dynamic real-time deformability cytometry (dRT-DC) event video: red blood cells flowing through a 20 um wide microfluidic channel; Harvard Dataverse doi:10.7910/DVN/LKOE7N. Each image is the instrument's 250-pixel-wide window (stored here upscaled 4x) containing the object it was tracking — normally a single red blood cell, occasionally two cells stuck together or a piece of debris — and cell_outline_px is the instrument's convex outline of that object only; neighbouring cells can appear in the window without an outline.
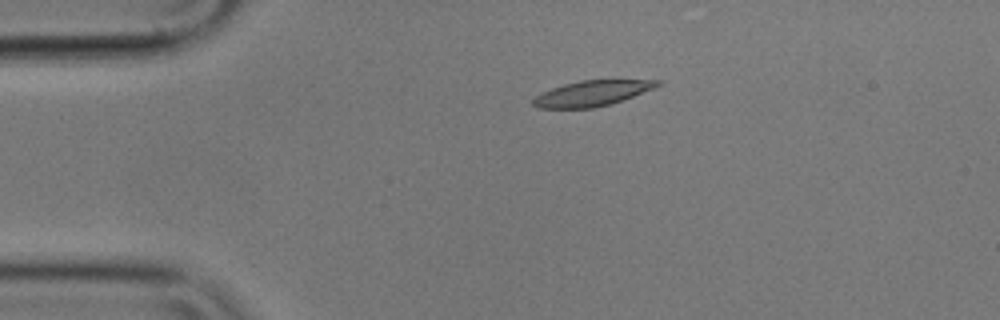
{"species": "common noctule bat (a hibernating species)", "species_latin": "Nyctalus noctula", "temperature_condition": "cold", "stored_images_in_passage": 4, "camera_frame_rate_fps": 3000, "um_per_image_px": 0.085, "animal": {"sex": "male", "body_mass_g": 17.9}, "frame": {"image": 1, "passage_image": 4, "time_ms": 1.0, "image_size_px": [1000, 320], "cell_outline_px": [[664, 80], [660, 84], [652, 88], [612, 104], [592, 108], [540, 108], [532, 104], [532, 100], [540, 92], [564, 84], [580, 80]], "centroid_in_image_um": [50.27, 7.93], "position_along_channel_um": 34.7, "area_um2": 18.26}}